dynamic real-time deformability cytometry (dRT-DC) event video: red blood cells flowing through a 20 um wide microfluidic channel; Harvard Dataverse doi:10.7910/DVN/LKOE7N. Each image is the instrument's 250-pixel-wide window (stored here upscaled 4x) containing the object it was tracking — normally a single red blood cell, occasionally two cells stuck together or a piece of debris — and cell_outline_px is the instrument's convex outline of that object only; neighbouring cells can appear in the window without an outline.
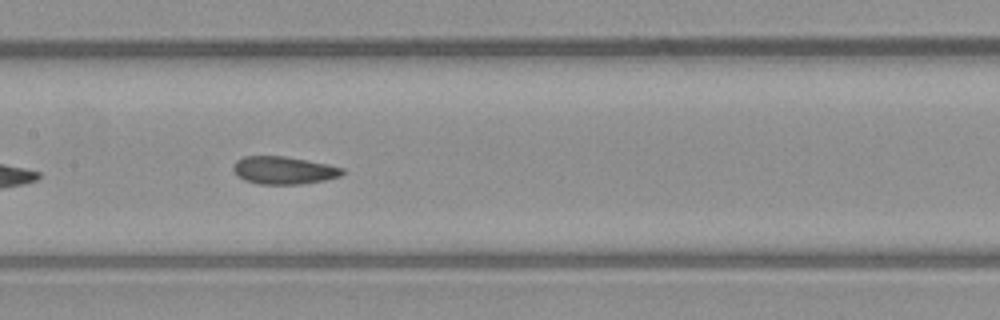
{"species": "common noctule bat (a hibernating species)", "species_latin": "Nyctalus noctula", "temperature_condition": "warm", "stored_images_in_passage": 19, "camera_frame_rate_fps": 3000, "um_per_image_px": 0.085, "animal": {"sex": "male", "body_mass_g": 23.1, "forearm_length_mm": 52.7}, "frame": {"image": 1, "passage_image": 11, "time_ms": 3.333, "image_size_px": [1000, 320], "cell_outline_px": [[344, 172], [340, 176], [324, 180], [300, 184], [260, 184], [244, 180], [236, 176], [232, 168], [236, 160], [244, 156], [284, 156], [328, 164], [344, 168]], "centroid_in_image_um": [24.08, 14.47], "position_along_channel_um": 183.3, "area_um2": 17.63}}